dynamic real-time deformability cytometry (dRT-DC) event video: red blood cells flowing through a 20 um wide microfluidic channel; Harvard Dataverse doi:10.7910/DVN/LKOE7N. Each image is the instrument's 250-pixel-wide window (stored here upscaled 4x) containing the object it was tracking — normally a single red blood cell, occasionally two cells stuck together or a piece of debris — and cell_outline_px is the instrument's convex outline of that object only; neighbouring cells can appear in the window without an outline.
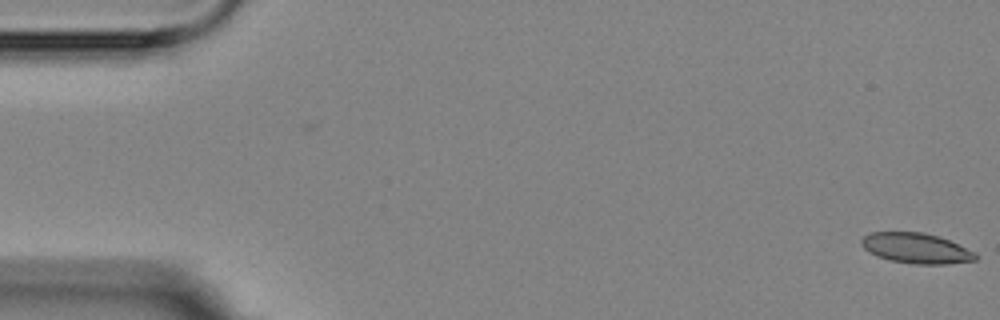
{"species": "Egyptian fruit bat (a non-hibernating species)", "species_latin": "Rousettus aegyptiacus", "temperature_condition": "room temperature", "stored_images_in_passage": 4, "camera_frame_rate_fps": 3000, "um_per_image_px": 0.085, "animal": {"sex": "female"}, "frame": {"image": 1, "passage_image": 1, "time_ms": 0.0, "image_size_px": [1000, 320], "cell_outline_px": [[980, 256], [976, 260], [948, 264], [916, 264], [888, 260], [876, 256], [868, 252], [860, 244], [860, 240], [868, 232], [924, 232], [940, 236], [976, 252]], "centroid_in_image_um": [77.88, 21.1], "position_along_channel_um": 7.1, "area_um2": 20.52}}